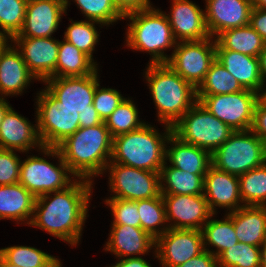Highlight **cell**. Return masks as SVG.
Here are the masks:
<instances>
[{
    "mask_svg": "<svg viewBox=\"0 0 266 267\" xmlns=\"http://www.w3.org/2000/svg\"><path fill=\"white\" fill-rule=\"evenodd\" d=\"M266 84H263L258 92V101L266 107ZM265 88V89H264Z\"/></svg>",
    "mask_w": 266,
    "mask_h": 267,
    "instance_id": "obj_54",
    "label": "cell"
},
{
    "mask_svg": "<svg viewBox=\"0 0 266 267\" xmlns=\"http://www.w3.org/2000/svg\"><path fill=\"white\" fill-rule=\"evenodd\" d=\"M227 124L197 101L172 126V133L183 142L208 150L211 154L232 135Z\"/></svg>",
    "mask_w": 266,
    "mask_h": 267,
    "instance_id": "obj_8",
    "label": "cell"
},
{
    "mask_svg": "<svg viewBox=\"0 0 266 267\" xmlns=\"http://www.w3.org/2000/svg\"><path fill=\"white\" fill-rule=\"evenodd\" d=\"M155 258L162 267H177L205 251L201 230L169 228L155 240Z\"/></svg>",
    "mask_w": 266,
    "mask_h": 267,
    "instance_id": "obj_14",
    "label": "cell"
},
{
    "mask_svg": "<svg viewBox=\"0 0 266 267\" xmlns=\"http://www.w3.org/2000/svg\"><path fill=\"white\" fill-rule=\"evenodd\" d=\"M244 89L259 92L264 84L260 74L259 57L231 50H216V58Z\"/></svg>",
    "mask_w": 266,
    "mask_h": 267,
    "instance_id": "obj_25",
    "label": "cell"
},
{
    "mask_svg": "<svg viewBox=\"0 0 266 267\" xmlns=\"http://www.w3.org/2000/svg\"><path fill=\"white\" fill-rule=\"evenodd\" d=\"M111 225V233L104 250L111 252L118 259L144 256L155 248V239L141 227Z\"/></svg>",
    "mask_w": 266,
    "mask_h": 267,
    "instance_id": "obj_22",
    "label": "cell"
},
{
    "mask_svg": "<svg viewBox=\"0 0 266 267\" xmlns=\"http://www.w3.org/2000/svg\"><path fill=\"white\" fill-rule=\"evenodd\" d=\"M98 68L88 76L56 77L47 79L46 89L58 100V109L82 113L95 110L93 99L99 84Z\"/></svg>",
    "mask_w": 266,
    "mask_h": 267,
    "instance_id": "obj_13",
    "label": "cell"
},
{
    "mask_svg": "<svg viewBox=\"0 0 266 267\" xmlns=\"http://www.w3.org/2000/svg\"><path fill=\"white\" fill-rule=\"evenodd\" d=\"M245 90L237 79L216 59L211 63L196 95L232 94Z\"/></svg>",
    "mask_w": 266,
    "mask_h": 267,
    "instance_id": "obj_32",
    "label": "cell"
},
{
    "mask_svg": "<svg viewBox=\"0 0 266 267\" xmlns=\"http://www.w3.org/2000/svg\"><path fill=\"white\" fill-rule=\"evenodd\" d=\"M67 27L66 32H64L63 39L69 43L75 45L79 50L86 54L96 65L97 62L93 59V51L95 46L99 42V32L96 30L95 24H100L99 27L104 26L103 24L91 21V20H81L73 21Z\"/></svg>",
    "mask_w": 266,
    "mask_h": 267,
    "instance_id": "obj_36",
    "label": "cell"
},
{
    "mask_svg": "<svg viewBox=\"0 0 266 267\" xmlns=\"http://www.w3.org/2000/svg\"><path fill=\"white\" fill-rule=\"evenodd\" d=\"M204 176L190 174L187 171L168 166L165 161L160 170L161 195L204 194Z\"/></svg>",
    "mask_w": 266,
    "mask_h": 267,
    "instance_id": "obj_29",
    "label": "cell"
},
{
    "mask_svg": "<svg viewBox=\"0 0 266 267\" xmlns=\"http://www.w3.org/2000/svg\"><path fill=\"white\" fill-rule=\"evenodd\" d=\"M147 80L158 121L172 127L196 102V89L167 63L149 64Z\"/></svg>",
    "mask_w": 266,
    "mask_h": 267,
    "instance_id": "obj_3",
    "label": "cell"
},
{
    "mask_svg": "<svg viewBox=\"0 0 266 267\" xmlns=\"http://www.w3.org/2000/svg\"><path fill=\"white\" fill-rule=\"evenodd\" d=\"M137 208L141 228L155 240L169 229L166 224L165 203L161 194L151 199L137 200Z\"/></svg>",
    "mask_w": 266,
    "mask_h": 267,
    "instance_id": "obj_33",
    "label": "cell"
},
{
    "mask_svg": "<svg viewBox=\"0 0 266 267\" xmlns=\"http://www.w3.org/2000/svg\"><path fill=\"white\" fill-rule=\"evenodd\" d=\"M215 58L216 39L209 37L199 41L177 42L167 64L197 89Z\"/></svg>",
    "mask_w": 266,
    "mask_h": 267,
    "instance_id": "obj_10",
    "label": "cell"
},
{
    "mask_svg": "<svg viewBox=\"0 0 266 267\" xmlns=\"http://www.w3.org/2000/svg\"><path fill=\"white\" fill-rule=\"evenodd\" d=\"M114 3L123 15L152 6L150 0H114Z\"/></svg>",
    "mask_w": 266,
    "mask_h": 267,
    "instance_id": "obj_47",
    "label": "cell"
},
{
    "mask_svg": "<svg viewBox=\"0 0 266 267\" xmlns=\"http://www.w3.org/2000/svg\"><path fill=\"white\" fill-rule=\"evenodd\" d=\"M64 14L66 15L65 0L28 1L22 29L13 37H52Z\"/></svg>",
    "mask_w": 266,
    "mask_h": 267,
    "instance_id": "obj_17",
    "label": "cell"
},
{
    "mask_svg": "<svg viewBox=\"0 0 266 267\" xmlns=\"http://www.w3.org/2000/svg\"><path fill=\"white\" fill-rule=\"evenodd\" d=\"M169 228L202 230L204 224L214 215L204 194L162 195Z\"/></svg>",
    "mask_w": 266,
    "mask_h": 267,
    "instance_id": "obj_16",
    "label": "cell"
},
{
    "mask_svg": "<svg viewBox=\"0 0 266 267\" xmlns=\"http://www.w3.org/2000/svg\"><path fill=\"white\" fill-rule=\"evenodd\" d=\"M0 267H19L16 265H13L9 263L7 260H5L1 255H0Z\"/></svg>",
    "mask_w": 266,
    "mask_h": 267,
    "instance_id": "obj_56",
    "label": "cell"
},
{
    "mask_svg": "<svg viewBox=\"0 0 266 267\" xmlns=\"http://www.w3.org/2000/svg\"><path fill=\"white\" fill-rule=\"evenodd\" d=\"M254 8L266 10V0H251Z\"/></svg>",
    "mask_w": 266,
    "mask_h": 267,
    "instance_id": "obj_55",
    "label": "cell"
},
{
    "mask_svg": "<svg viewBox=\"0 0 266 267\" xmlns=\"http://www.w3.org/2000/svg\"><path fill=\"white\" fill-rule=\"evenodd\" d=\"M92 185L89 180L76 179L66 189L36 197L29 226L77 246L88 216Z\"/></svg>",
    "mask_w": 266,
    "mask_h": 267,
    "instance_id": "obj_1",
    "label": "cell"
},
{
    "mask_svg": "<svg viewBox=\"0 0 266 267\" xmlns=\"http://www.w3.org/2000/svg\"><path fill=\"white\" fill-rule=\"evenodd\" d=\"M27 0H0V29L11 38L22 29Z\"/></svg>",
    "mask_w": 266,
    "mask_h": 267,
    "instance_id": "obj_40",
    "label": "cell"
},
{
    "mask_svg": "<svg viewBox=\"0 0 266 267\" xmlns=\"http://www.w3.org/2000/svg\"><path fill=\"white\" fill-rule=\"evenodd\" d=\"M36 118L43 146L57 147L80 128L79 113L58 109V100L46 89L37 93Z\"/></svg>",
    "mask_w": 266,
    "mask_h": 267,
    "instance_id": "obj_9",
    "label": "cell"
},
{
    "mask_svg": "<svg viewBox=\"0 0 266 267\" xmlns=\"http://www.w3.org/2000/svg\"><path fill=\"white\" fill-rule=\"evenodd\" d=\"M177 42L199 41L209 38L204 10L190 0H172L170 14H166Z\"/></svg>",
    "mask_w": 266,
    "mask_h": 267,
    "instance_id": "obj_20",
    "label": "cell"
},
{
    "mask_svg": "<svg viewBox=\"0 0 266 267\" xmlns=\"http://www.w3.org/2000/svg\"><path fill=\"white\" fill-rule=\"evenodd\" d=\"M218 267H260V247L236 243L217 257Z\"/></svg>",
    "mask_w": 266,
    "mask_h": 267,
    "instance_id": "obj_39",
    "label": "cell"
},
{
    "mask_svg": "<svg viewBox=\"0 0 266 267\" xmlns=\"http://www.w3.org/2000/svg\"><path fill=\"white\" fill-rule=\"evenodd\" d=\"M259 65H260V74L263 83L265 84L266 82V45L259 55Z\"/></svg>",
    "mask_w": 266,
    "mask_h": 267,
    "instance_id": "obj_50",
    "label": "cell"
},
{
    "mask_svg": "<svg viewBox=\"0 0 266 267\" xmlns=\"http://www.w3.org/2000/svg\"><path fill=\"white\" fill-rule=\"evenodd\" d=\"M35 199L20 183L0 185V219L14 220L18 224L21 221L29 225Z\"/></svg>",
    "mask_w": 266,
    "mask_h": 267,
    "instance_id": "obj_27",
    "label": "cell"
},
{
    "mask_svg": "<svg viewBox=\"0 0 266 267\" xmlns=\"http://www.w3.org/2000/svg\"><path fill=\"white\" fill-rule=\"evenodd\" d=\"M97 65L75 45L64 40L59 41L56 77L88 76Z\"/></svg>",
    "mask_w": 266,
    "mask_h": 267,
    "instance_id": "obj_30",
    "label": "cell"
},
{
    "mask_svg": "<svg viewBox=\"0 0 266 267\" xmlns=\"http://www.w3.org/2000/svg\"><path fill=\"white\" fill-rule=\"evenodd\" d=\"M113 138L105 122L82 128L61 142L57 148L70 172L77 179L91 182L103 175L112 156Z\"/></svg>",
    "mask_w": 266,
    "mask_h": 267,
    "instance_id": "obj_2",
    "label": "cell"
},
{
    "mask_svg": "<svg viewBox=\"0 0 266 267\" xmlns=\"http://www.w3.org/2000/svg\"><path fill=\"white\" fill-rule=\"evenodd\" d=\"M130 19L126 32V46L151 55L149 64L167 63L170 58L164 51L176 46L172 29L165 12L150 6L124 15Z\"/></svg>",
    "mask_w": 266,
    "mask_h": 267,
    "instance_id": "obj_5",
    "label": "cell"
},
{
    "mask_svg": "<svg viewBox=\"0 0 266 267\" xmlns=\"http://www.w3.org/2000/svg\"><path fill=\"white\" fill-rule=\"evenodd\" d=\"M249 25L258 32L266 44V10L253 7Z\"/></svg>",
    "mask_w": 266,
    "mask_h": 267,
    "instance_id": "obj_45",
    "label": "cell"
},
{
    "mask_svg": "<svg viewBox=\"0 0 266 267\" xmlns=\"http://www.w3.org/2000/svg\"><path fill=\"white\" fill-rule=\"evenodd\" d=\"M39 151L44 154V157L57 158L59 163L56 166L45 158L35 155L21 161L19 183L35 198L66 189L76 180L57 147L43 146Z\"/></svg>",
    "mask_w": 266,
    "mask_h": 267,
    "instance_id": "obj_6",
    "label": "cell"
},
{
    "mask_svg": "<svg viewBox=\"0 0 266 267\" xmlns=\"http://www.w3.org/2000/svg\"><path fill=\"white\" fill-rule=\"evenodd\" d=\"M165 132L145 123L140 128L113 138L111 162L152 172H160L165 163L166 142L172 127Z\"/></svg>",
    "mask_w": 266,
    "mask_h": 267,
    "instance_id": "obj_4",
    "label": "cell"
},
{
    "mask_svg": "<svg viewBox=\"0 0 266 267\" xmlns=\"http://www.w3.org/2000/svg\"><path fill=\"white\" fill-rule=\"evenodd\" d=\"M206 110L234 131L249 130L254 120L258 93L242 90L232 94L196 95Z\"/></svg>",
    "mask_w": 266,
    "mask_h": 267,
    "instance_id": "obj_11",
    "label": "cell"
},
{
    "mask_svg": "<svg viewBox=\"0 0 266 267\" xmlns=\"http://www.w3.org/2000/svg\"><path fill=\"white\" fill-rule=\"evenodd\" d=\"M80 127L87 128L101 124L103 121L96 110H85L79 113Z\"/></svg>",
    "mask_w": 266,
    "mask_h": 267,
    "instance_id": "obj_48",
    "label": "cell"
},
{
    "mask_svg": "<svg viewBox=\"0 0 266 267\" xmlns=\"http://www.w3.org/2000/svg\"><path fill=\"white\" fill-rule=\"evenodd\" d=\"M215 39L216 50H231L253 57H259L266 45L250 25L225 30Z\"/></svg>",
    "mask_w": 266,
    "mask_h": 267,
    "instance_id": "obj_28",
    "label": "cell"
},
{
    "mask_svg": "<svg viewBox=\"0 0 266 267\" xmlns=\"http://www.w3.org/2000/svg\"><path fill=\"white\" fill-rule=\"evenodd\" d=\"M211 159L216 169L240 176L266 162V143L251 129L234 131Z\"/></svg>",
    "mask_w": 266,
    "mask_h": 267,
    "instance_id": "obj_7",
    "label": "cell"
},
{
    "mask_svg": "<svg viewBox=\"0 0 266 267\" xmlns=\"http://www.w3.org/2000/svg\"><path fill=\"white\" fill-rule=\"evenodd\" d=\"M165 161L170 162L172 167L196 175H206L212 165L211 153L208 150L183 142L173 133L166 142Z\"/></svg>",
    "mask_w": 266,
    "mask_h": 267,
    "instance_id": "obj_24",
    "label": "cell"
},
{
    "mask_svg": "<svg viewBox=\"0 0 266 267\" xmlns=\"http://www.w3.org/2000/svg\"><path fill=\"white\" fill-rule=\"evenodd\" d=\"M65 2L67 11L70 1L65 0ZM74 2L86 17L85 19L99 22L104 26L124 20V15L116 7L114 0H74Z\"/></svg>",
    "mask_w": 266,
    "mask_h": 267,
    "instance_id": "obj_38",
    "label": "cell"
},
{
    "mask_svg": "<svg viewBox=\"0 0 266 267\" xmlns=\"http://www.w3.org/2000/svg\"><path fill=\"white\" fill-rule=\"evenodd\" d=\"M36 78L28 70L20 52L12 43L0 52V96L21 95Z\"/></svg>",
    "mask_w": 266,
    "mask_h": 267,
    "instance_id": "obj_23",
    "label": "cell"
},
{
    "mask_svg": "<svg viewBox=\"0 0 266 267\" xmlns=\"http://www.w3.org/2000/svg\"><path fill=\"white\" fill-rule=\"evenodd\" d=\"M138 109L133 100L125 98L105 121L112 138L140 128L146 122L140 121Z\"/></svg>",
    "mask_w": 266,
    "mask_h": 267,
    "instance_id": "obj_37",
    "label": "cell"
},
{
    "mask_svg": "<svg viewBox=\"0 0 266 267\" xmlns=\"http://www.w3.org/2000/svg\"><path fill=\"white\" fill-rule=\"evenodd\" d=\"M251 130L266 143V107L259 101L255 106L254 120Z\"/></svg>",
    "mask_w": 266,
    "mask_h": 267,
    "instance_id": "obj_44",
    "label": "cell"
},
{
    "mask_svg": "<svg viewBox=\"0 0 266 267\" xmlns=\"http://www.w3.org/2000/svg\"><path fill=\"white\" fill-rule=\"evenodd\" d=\"M205 24L214 39L223 31L249 25L251 0H205Z\"/></svg>",
    "mask_w": 266,
    "mask_h": 267,
    "instance_id": "obj_18",
    "label": "cell"
},
{
    "mask_svg": "<svg viewBox=\"0 0 266 267\" xmlns=\"http://www.w3.org/2000/svg\"><path fill=\"white\" fill-rule=\"evenodd\" d=\"M260 267H266V240L260 246Z\"/></svg>",
    "mask_w": 266,
    "mask_h": 267,
    "instance_id": "obj_53",
    "label": "cell"
},
{
    "mask_svg": "<svg viewBox=\"0 0 266 267\" xmlns=\"http://www.w3.org/2000/svg\"><path fill=\"white\" fill-rule=\"evenodd\" d=\"M8 42H12V38L4 30H0V52L10 45Z\"/></svg>",
    "mask_w": 266,
    "mask_h": 267,
    "instance_id": "obj_52",
    "label": "cell"
},
{
    "mask_svg": "<svg viewBox=\"0 0 266 267\" xmlns=\"http://www.w3.org/2000/svg\"><path fill=\"white\" fill-rule=\"evenodd\" d=\"M244 206H266V162L239 176Z\"/></svg>",
    "mask_w": 266,
    "mask_h": 267,
    "instance_id": "obj_35",
    "label": "cell"
},
{
    "mask_svg": "<svg viewBox=\"0 0 266 267\" xmlns=\"http://www.w3.org/2000/svg\"><path fill=\"white\" fill-rule=\"evenodd\" d=\"M109 172V186L114 194L108 198L144 200L158 197L160 172L137 169L119 163L109 162L105 172Z\"/></svg>",
    "mask_w": 266,
    "mask_h": 267,
    "instance_id": "obj_12",
    "label": "cell"
},
{
    "mask_svg": "<svg viewBox=\"0 0 266 267\" xmlns=\"http://www.w3.org/2000/svg\"><path fill=\"white\" fill-rule=\"evenodd\" d=\"M213 215L202 227L204 249L218 257L225 249L238 243L233 218L227 213L224 220L213 219ZM212 218V219H211ZM215 247L209 250L208 246ZM207 247V248H206Z\"/></svg>",
    "mask_w": 266,
    "mask_h": 267,
    "instance_id": "obj_31",
    "label": "cell"
},
{
    "mask_svg": "<svg viewBox=\"0 0 266 267\" xmlns=\"http://www.w3.org/2000/svg\"><path fill=\"white\" fill-rule=\"evenodd\" d=\"M0 255L19 267H62L60 259L30 246H10L0 249Z\"/></svg>",
    "mask_w": 266,
    "mask_h": 267,
    "instance_id": "obj_34",
    "label": "cell"
},
{
    "mask_svg": "<svg viewBox=\"0 0 266 267\" xmlns=\"http://www.w3.org/2000/svg\"><path fill=\"white\" fill-rule=\"evenodd\" d=\"M21 158L14 150L0 149V185L19 183Z\"/></svg>",
    "mask_w": 266,
    "mask_h": 267,
    "instance_id": "obj_43",
    "label": "cell"
},
{
    "mask_svg": "<svg viewBox=\"0 0 266 267\" xmlns=\"http://www.w3.org/2000/svg\"><path fill=\"white\" fill-rule=\"evenodd\" d=\"M177 267H218L217 257L211 252L204 251Z\"/></svg>",
    "mask_w": 266,
    "mask_h": 267,
    "instance_id": "obj_46",
    "label": "cell"
},
{
    "mask_svg": "<svg viewBox=\"0 0 266 267\" xmlns=\"http://www.w3.org/2000/svg\"><path fill=\"white\" fill-rule=\"evenodd\" d=\"M9 102H7L6 98L0 96V126L3 122V118L6 112L11 108Z\"/></svg>",
    "mask_w": 266,
    "mask_h": 267,
    "instance_id": "obj_51",
    "label": "cell"
},
{
    "mask_svg": "<svg viewBox=\"0 0 266 267\" xmlns=\"http://www.w3.org/2000/svg\"><path fill=\"white\" fill-rule=\"evenodd\" d=\"M106 206H109L113 216L111 224L130 225L141 227L140 216L137 208V200H126L120 198L105 199Z\"/></svg>",
    "mask_w": 266,
    "mask_h": 267,
    "instance_id": "obj_41",
    "label": "cell"
},
{
    "mask_svg": "<svg viewBox=\"0 0 266 267\" xmlns=\"http://www.w3.org/2000/svg\"><path fill=\"white\" fill-rule=\"evenodd\" d=\"M228 214L238 242L260 247L266 240V206H243Z\"/></svg>",
    "mask_w": 266,
    "mask_h": 267,
    "instance_id": "obj_26",
    "label": "cell"
},
{
    "mask_svg": "<svg viewBox=\"0 0 266 267\" xmlns=\"http://www.w3.org/2000/svg\"><path fill=\"white\" fill-rule=\"evenodd\" d=\"M204 196L214 215L216 207L234 212L243 207L240 195L239 176L229 174L210 166L204 176Z\"/></svg>",
    "mask_w": 266,
    "mask_h": 267,
    "instance_id": "obj_19",
    "label": "cell"
},
{
    "mask_svg": "<svg viewBox=\"0 0 266 267\" xmlns=\"http://www.w3.org/2000/svg\"><path fill=\"white\" fill-rule=\"evenodd\" d=\"M36 124L15 112L11 107L5 114L0 126V149L26 153L32 148L43 147Z\"/></svg>",
    "mask_w": 266,
    "mask_h": 267,
    "instance_id": "obj_21",
    "label": "cell"
},
{
    "mask_svg": "<svg viewBox=\"0 0 266 267\" xmlns=\"http://www.w3.org/2000/svg\"><path fill=\"white\" fill-rule=\"evenodd\" d=\"M11 43L17 46L36 80L45 82L49 78H56L59 40L52 37H12Z\"/></svg>",
    "mask_w": 266,
    "mask_h": 267,
    "instance_id": "obj_15",
    "label": "cell"
},
{
    "mask_svg": "<svg viewBox=\"0 0 266 267\" xmlns=\"http://www.w3.org/2000/svg\"><path fill=\"white\" fill-rule=\"evenodd\" d=\"M111 267H151V265L140 256L119 259V261Z\"/></svg>",
    "mask_w": 266,
    "mask_h": 267,
    "instance_id": "obj_49",
    "label": "cell"
},
{
    "mask_svg": "<svg viewBox=\"0 0 266 267\" xmlns=\"http://www.w3.org/2000/svg\"><path fill=\"white\" fill-rule=\"evenodd\" d=\"M125 99L122 94L113 88H101L100 83L96 86L93 106L102 121H106L118 105Z\"/></svg>",
    "mask_w": 266,
    "mask_h": 267,
    "instance_id": "obj_42",
    "label": "cell"
}]
</instances>
